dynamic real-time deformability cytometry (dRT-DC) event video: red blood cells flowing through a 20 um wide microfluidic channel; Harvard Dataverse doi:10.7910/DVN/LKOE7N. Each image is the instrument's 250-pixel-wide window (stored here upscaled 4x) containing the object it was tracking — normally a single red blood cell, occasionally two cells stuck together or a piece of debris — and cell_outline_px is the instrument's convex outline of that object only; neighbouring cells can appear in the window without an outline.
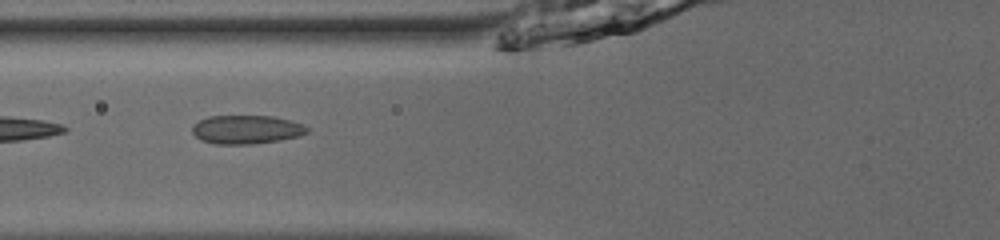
{"species": "common noctule bat (a hibernating species)", "species_latin": "Nyctalus noctula", "temperature_condition": "room temperature", "stored_images_in_passage": 43, "camera_frame_rate_fps": 3000, "um_per_image_px": 0.085, "animal": {"sex": "male", "body_mass_g": 13.0, "forearm_length_mm": 53.1}, "frame": {"image": 1, "passage_image": 23, "time_ms": 7.333, "image_size_px": [1000, 240], "cell_outline_px": [[308, 132], [300, 136], [280, 140], [252, 144], [216, 144], [200, 140], [192, 132], [192, 128], [200, 120], [208, 116], [272, 116], [304, 124], [308, 128]], "centroid_in_image_um": [20.96, 11.01], "position_along_channel_um": 104.8, "area_um2": 19.13}}
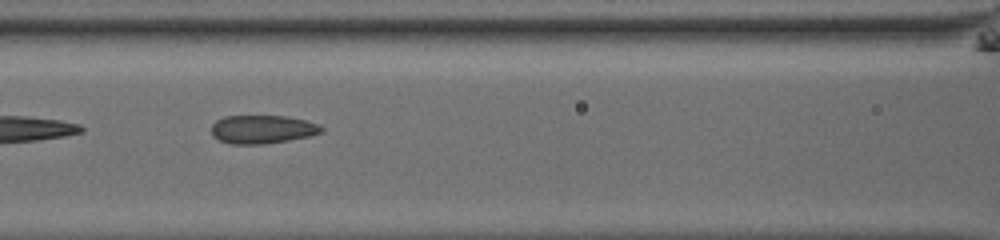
{"frame": {"image": 2, "passage_image": 26, "time_ms": 8.333, "image_size_px": [1000, 240], "cell_outline_px": [[324, 132], [308, 136], [288, 140], [264, 144], [232, 144], [220, 140], [212, 136], [212, 124], [216, 120], [224, 116], [288, 116], [304, 120], [316, 124], [324, 128]], "centroid_in_image_um": [22.28, 10.99], "position_along_channel_um": 144.3, "area_um2": 18.15}}
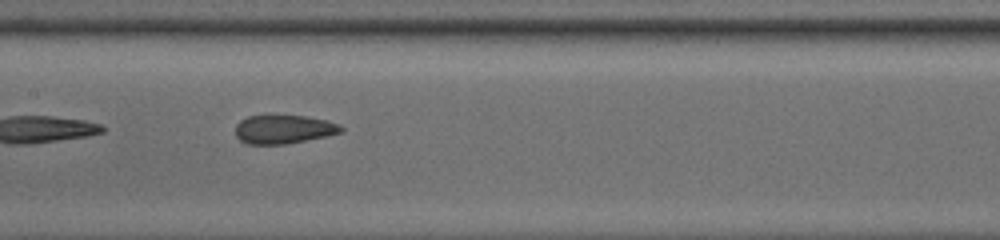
{"frame": {"image": 3, "passage_image": 29, "time_ms": 9.333, "image_size_px": [1000, 240], "cell_outline_px": [[344, 132], [288, 144], [244, 144], [236, 136], [236, 124], [240, 120], [248, 116], [308, 116], [328, 120], [340, 124], [344, 128]], "centroid_in_image_um": [24.14, 10.99], "position_along_channel_um": 183.3, "area_um2": 17.8}}